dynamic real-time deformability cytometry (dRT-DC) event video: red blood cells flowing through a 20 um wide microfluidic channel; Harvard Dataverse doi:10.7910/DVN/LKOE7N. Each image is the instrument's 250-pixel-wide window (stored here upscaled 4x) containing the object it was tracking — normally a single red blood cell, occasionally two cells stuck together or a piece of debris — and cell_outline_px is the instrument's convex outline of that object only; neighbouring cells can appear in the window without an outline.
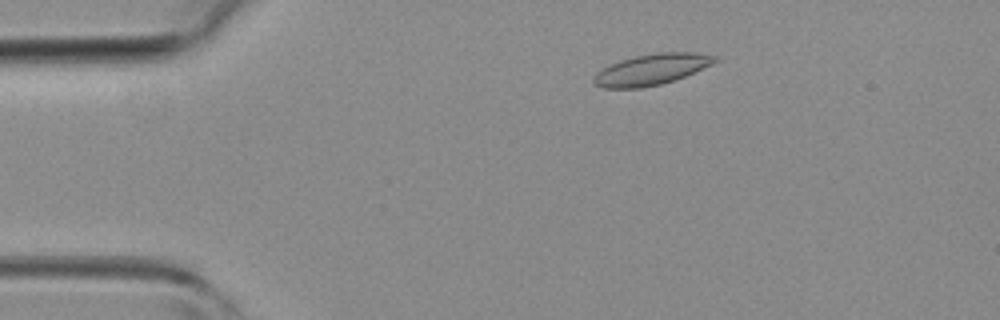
{"species": "common noctule bat (a hibernating species)", "species_latin": "Nyctalus noctula", "temperature_condition": "room temperature", "stored_images_in_passage": 42, "camera_frame_rate_fps": 3000, "um_per_image_px": 0.085, "animal": {"sex": "female", "body_mass_g": 19.3, "forearm_length_mm": 54.1}, "frame": {"image": 1, "passage_image": 6, "time_ms": 1.667, "image_size_px": [1000, 320], "cell_outline_px": [[720, 60], [712, 64], [676, 80], [660, 84], [640, 88], [604, 88], [596, 84], [592, 80], [592, 76], [596, 72], [620, 60], [636, 56], [660, 52], [696, 52], [716, 56]], "centroid_in_image_um": [55.4, 5.9], "position_along_channel_um": 29.6, "area_um2": 21.79}}
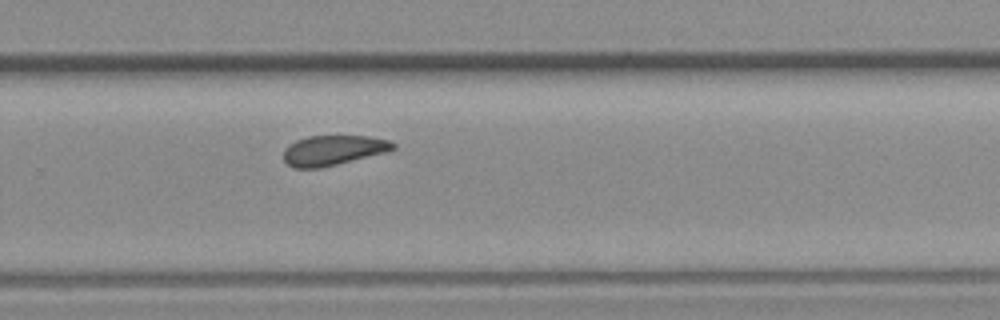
{"frame": {"image": 2, "passage_image": 27, "time_ms": 8.667, "image_size_px": [1000, 320], "cell_outline_px": [[396, 148], [384, 152], [320, 168], [292, 168], [284, 160], [284, 148], [288, 144], [296, 140], [308, 136], [368, 136], [388, 140], [396, 144]], "centroid_in_image_um": [28.27, 12.77], "position_along_channel_um": 301.5, "area_um2": 18.96}}
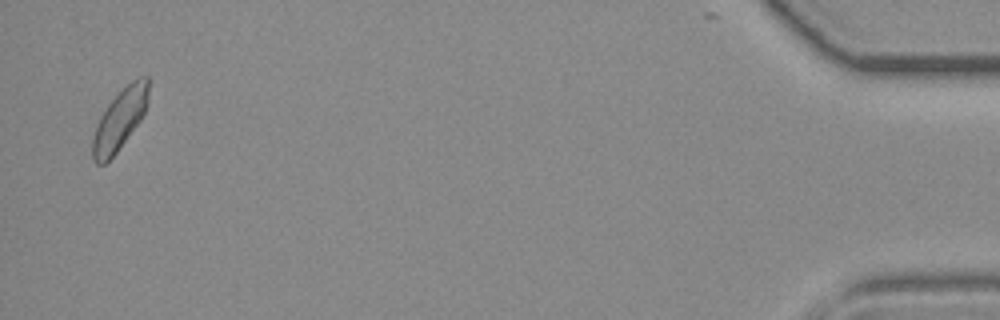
{"frame": {"image": 3, "passage_image": 41, "time_ms": 13.333, "image_size_px": [1000, 320], "cell_outline_px": [[148, 100], [144, 112], [140, 120], [116, 152], [104, 164], [96, 164], [92, 160], [92, 140], [96, 124], [100, 116], [108, 104], [132, 80], [140, 76], [148, 76]], "centroid_in_image_um": [10.16, 10.17], "position_along_channel_um": 425.0, "area_um2": 19.36}}